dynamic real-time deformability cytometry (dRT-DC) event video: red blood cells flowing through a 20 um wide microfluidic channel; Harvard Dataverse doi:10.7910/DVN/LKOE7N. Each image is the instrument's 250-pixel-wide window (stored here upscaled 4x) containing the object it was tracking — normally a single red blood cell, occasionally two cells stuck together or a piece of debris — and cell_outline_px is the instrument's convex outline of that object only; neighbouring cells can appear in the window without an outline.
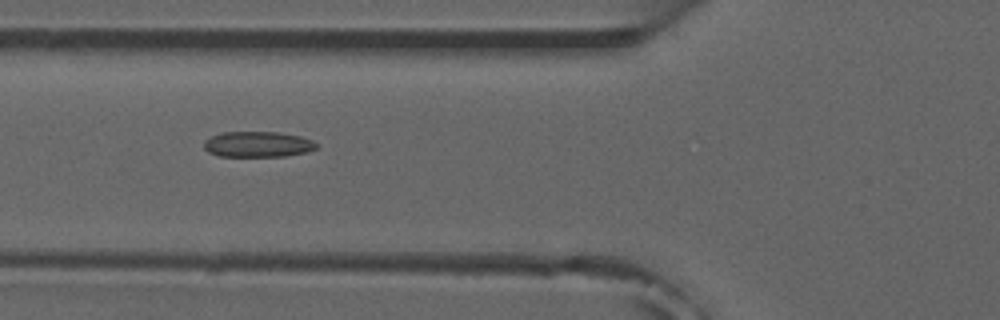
{"species": "common noctule bat (a hibernating species)", "species_latin": "Nyctalus noctula", "temperature_condition": "room temperature", "stored_images_in_passage": 9, "camera_frame_rate_fps": 3000, "um_per_image_px": 0.085, "animal": {"sex": "male", "forearm_length_mm": 52.5}, "frame": {"image": 1, "passage_image": 7, "time_ms": 7.0, "image_size_px": [1000, 320], "cell_outline_px": [[316, 148], [308, 152], [284, 156], [220, 156], [208, 152], [204, 148], [204, 140], [212, 136], [224, 132], [280, 132], [300, 136], [312, 140], [316, 144]], "centroid_in_image_um": [21.91, 12.26], "position_along_channel_um": 103.9, "area_um2": 16.76}}
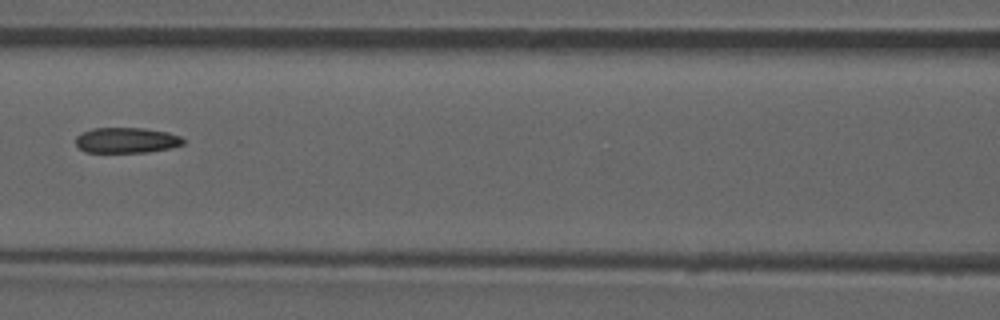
{"frame": {"image": 2, "passage_image": 8, "time_ms": 8.333, "image_size_px": [1000, 320], "cell_outline_px": [[184, 144], [168, 148], [148, 152], [84, 152], [76, 144], [76, 136], [92, 128], [144, 128], [168, 132], [180, 136], [184, 140]], "centroid_in_image_um": [10.75, 11.92], "position_along_channel_um": 155.8, "area_um2": 15.9}}